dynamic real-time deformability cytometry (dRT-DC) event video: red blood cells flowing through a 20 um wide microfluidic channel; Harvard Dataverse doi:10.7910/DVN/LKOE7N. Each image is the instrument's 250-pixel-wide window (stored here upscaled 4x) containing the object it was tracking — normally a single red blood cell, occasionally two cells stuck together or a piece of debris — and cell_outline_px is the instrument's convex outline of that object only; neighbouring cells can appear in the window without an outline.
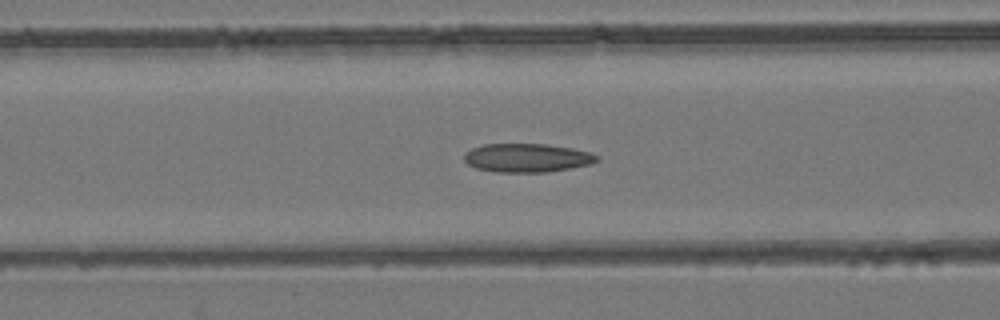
{"species": "common noctule bat (a hibernating species)", "species_latin": "Nyctalus noctula", "temperature_condition": "room temperature", "stored_images_in_passage": 39, "camera_frame_rate_fps": 3000, "um_per_image_px": 0.085, "animal": {"sex": "female", "body_mass_g": 24.6, "forearm_length_mm": 56.2}, "frame": {"image": 1, "passage_image": 13, "time_ms": 4.0, "image_size_px": [1000, 320], "cell_outline_px": [[600, 160], [592, 164], [572, 168], [544, 172], [496, 172], [476, 168], [468, 164], [464, 160], [464, 156], [472, 148], [484, 144], [548, 144], [572, 148], [588, 152], [600, 156]], "centroid_in_image_um": [44.84, 13.42], "position_along_channel_um": 121.8, "area_um2": 22.2}}
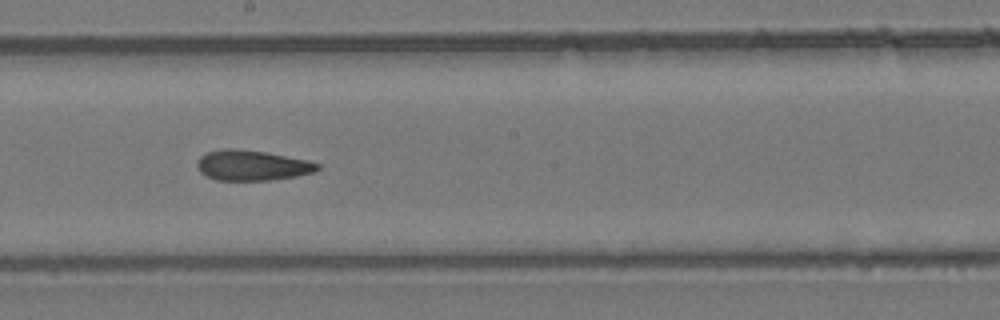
{"frame": {"image": 2, "passage_image": 21, "time_ms": 6.667, "image_size_px": [1000, 320], "cell_outline_px": [[320, 168], [316, 172], [296, 176], [268, 180], [216, 180], [200, 172], [196, 164], [196, 160], [200, 156], [208, 152], [224, 148], [236, 148], [264, 152], [308, 160], [320, 164]], "centroid_in_image_um": [21.42, 14.05], "position_along_channel_um": 226.8, "area_um2": 21.27}}
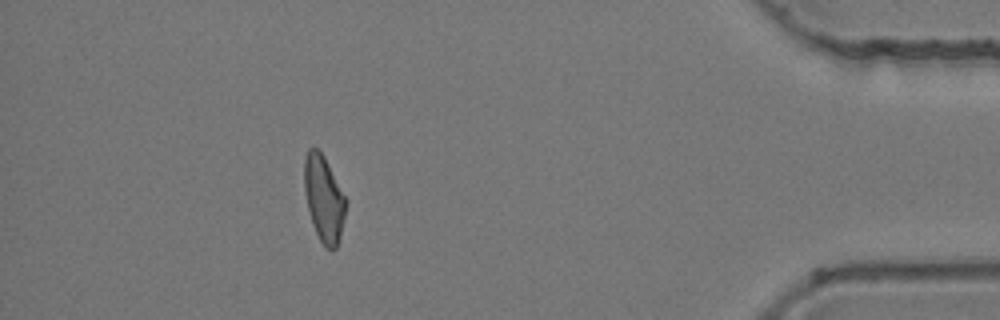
{"frame": {"image": 3, "passage_image": 39, "time_ms": 12.667, "image_size_px": [1000, 320], "cell_outline_px": [[348, 200], [340, 236], [336, 248], [332, 252], [324, 248], [312, 224], [308, 208], [304, 188], [304, 160], [308, 148], [316, 148], [324, 156]], "centroid_in_image_um": [27.54, 16.91], "position_along_channel_um": 407.7, "area_um2": 21.04}, "authors_computed_cell_mechanics": {"area_um2": 21.386, "velocity_mm_per_s": 3.9239, "shape_relaxation_time_tau1_ms": null, "shape_relaxation_time_tau2_ms": 5.5569, "deformation_change_tau1": null, "deformation_change_tau2": 0.133}}